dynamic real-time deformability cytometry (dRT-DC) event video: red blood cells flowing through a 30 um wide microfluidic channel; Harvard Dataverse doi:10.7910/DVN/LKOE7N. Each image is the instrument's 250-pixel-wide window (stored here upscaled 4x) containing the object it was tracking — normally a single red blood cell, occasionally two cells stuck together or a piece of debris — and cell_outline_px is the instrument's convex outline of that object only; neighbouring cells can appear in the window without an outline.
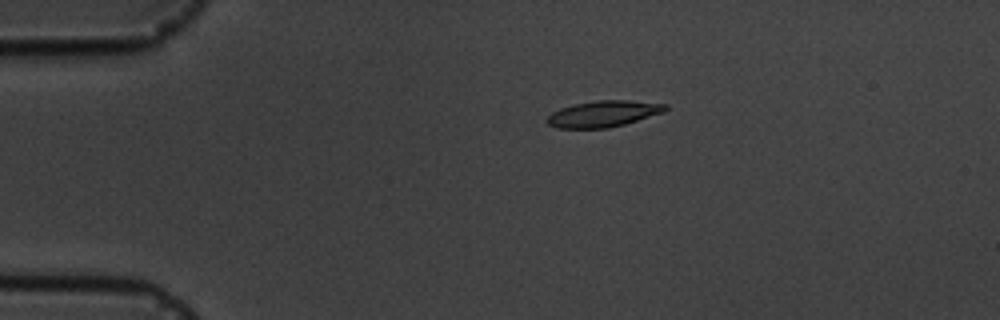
{"species": "common noctule bat (a hibernating species)", "species_latin": "Nyctalus noctula", "temperature_condition": "cold", "stored_images_in_passage": 4, "camera_frame_rate_fps": 3000, "um_per_image_px": 0.085, "animal": {"sex": "male", "body_mass_g": 19.5, "forearm_length_mm": 54.6}, "frame": {"image": 1, "passage_image": 1, "time_ms": 0.0, "image_size_px": [1000, 320], "cell_outline_px": [[668, 108], [664, 112], [624, 124], [608, 128], [556, 128], [548, 124], [544, 120], [552, 112], [560, 108], [576, 104], [596, 100], [628, 100], [668, 104]], "centroid_in_image_um": [51.27, 9.67], "position_along_channel_um": 33.7, "area_um2": 18.09}}
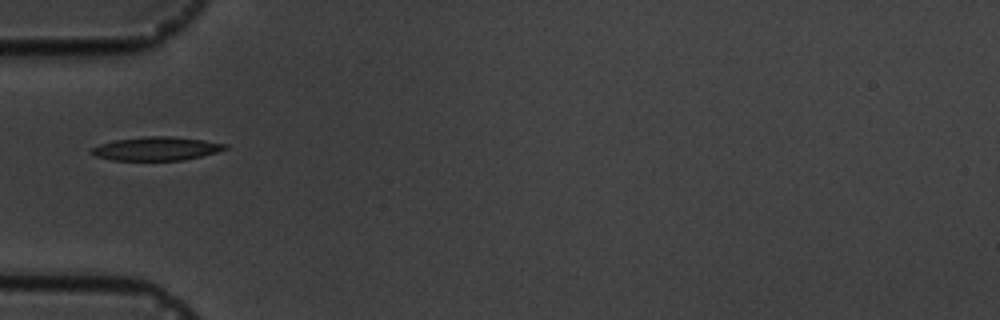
{"frame": {"image": 2, "passage_image": 3, "time_ms": 2.333, "image_size_px": [1000, 320], "cell_outline_px": [[228, 148], [216, 152], [184, 160], [112, 160], [96, 156], [92, 152], [92, 148], [100, 144], [112, 140], [144, 136], [172, 136], [204, 140], [228, 144]], "centroid_in_image_um": [13.31, 12.62], "position_along_channel_um": 71.7, "area_um2": 18.32}}
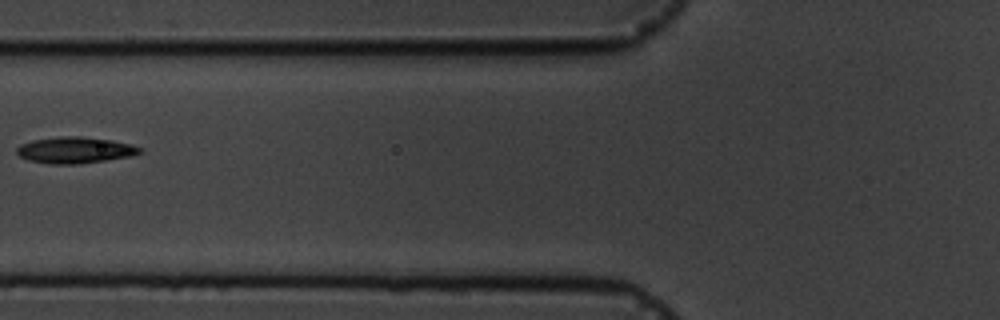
{"frame": {"image": 3, "passage_image": 4, "time_ms": 3.667, "image_size_px": [1000, 320], "cell_outline_px": [[144, 152], [128, 156], [104, 160], [76, 164], [52, 164], [28, 160], [20, 156], [16, 152], [16, 148], [20, 144], [32, 140], [60, 136], [80, 136], [112, 140], [132, 144], [144, 148]], "centroid_in_image_um": [6.38, 12.74], "position_along_channel_um": 119.4, "area_um2": 18.9}}